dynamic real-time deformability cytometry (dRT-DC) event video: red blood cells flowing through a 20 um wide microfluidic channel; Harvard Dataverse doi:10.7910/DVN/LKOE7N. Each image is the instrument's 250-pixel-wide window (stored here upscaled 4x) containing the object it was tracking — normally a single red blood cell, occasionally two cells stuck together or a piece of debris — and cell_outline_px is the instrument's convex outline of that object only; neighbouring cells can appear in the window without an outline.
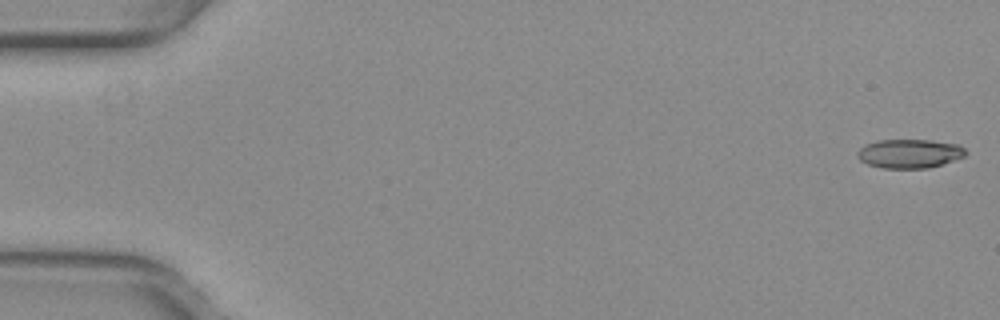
{"species": "common noctule bat (a hibernating species)", "species_latin": "Nyctalus noctula", "temperature_condition": "warm", "stored_images_in_passage": 13, "camera_frame_rate_fps": 3000, "um_per_image_px": 0.085, "animal": {"sex": "female", "body_mass_g": 29.2, "forearm_length_mm": 56.3}, "frame": {"image": 1, "passage_image": 1, "time_ms": 0.0, "image_size_px": [1000, 320], "cell_outline_px": [[968, 152], [964, 156], [928, 168], [880, 168], [868, 164], [860, 160], [856, 152], [860, 148], [868, 144], [880, 140], [932, 140], [956, 144], [964, 148]], "centroid_in_image_um": [77.3, 13.05], "position_along_channel_um": 7.7, "area_um2": 18.03}}
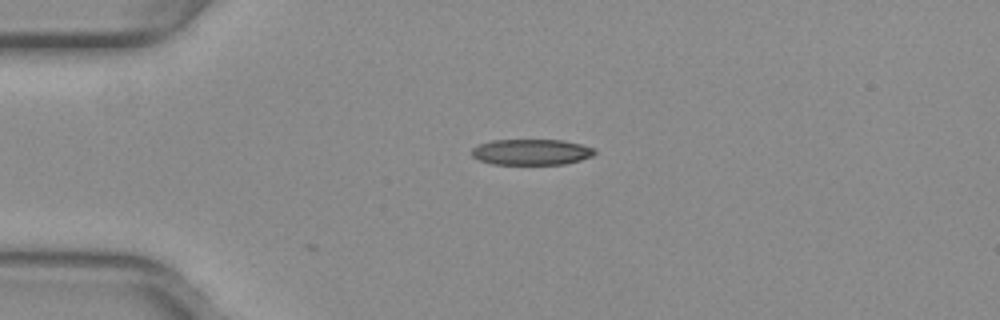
{"frame": {"image": 2, "passage_image": 13, "time_ms": 4.0, "image_size_px": [1000, 320], "cell_outline_px": [[596, 152], [592, 156], [580, 160], [564, 164], [492, 164], [476, 160], [472, 156], [472, 148], [480, 144], [492, 140], [560, 140], [580, 144], [596, 148]], "centroid_in_image_um": [45.15, 12.92], "position_along_channel_um": 39.8, "area_um2": 18.55}}